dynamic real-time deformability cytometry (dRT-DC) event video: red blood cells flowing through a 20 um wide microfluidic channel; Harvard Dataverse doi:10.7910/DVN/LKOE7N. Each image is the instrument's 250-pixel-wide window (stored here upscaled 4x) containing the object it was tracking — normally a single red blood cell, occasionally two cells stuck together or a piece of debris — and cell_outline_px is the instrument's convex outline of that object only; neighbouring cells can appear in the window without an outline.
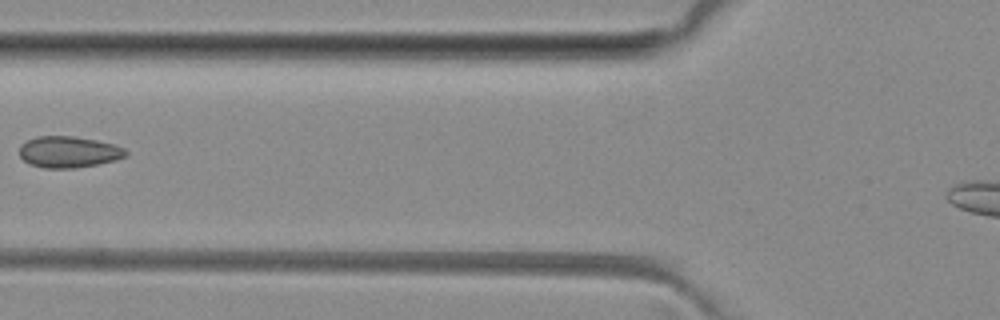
{"species": "common noctule bat (a hibernating species)", "species_latin": "Nyctalus noctula", "temperature_condition": "room temperature", "stored_images_in_passage": 5, "camera_frame_rate_fps": 3000, "um_per_image_px": 0.085, "animal": {"sex": "female", "body_mass_g": 29.2, "forearm_length_mm": 56.3}, "frame": {"image": 1, "passage_image": 3, "time_ms": 2.333, "image_size_px": [1000, 320], "cell_outline_px": [[128, 156], [116, 160], [76, 168], [44, 168], [28, 164], [20, 156], [20, 144], [36, 136], [72, 136], [96, 140], [112, 144], [124, 148], [128, 152]], "centroid_in_image_um": [5.83, 12.92], "position_along_channel_um": 120.0, "area_um2": 19.48}}
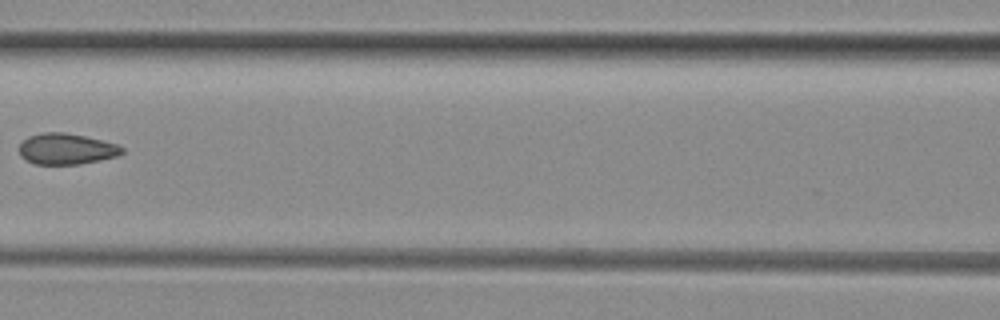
{"frame": {"image": 2, "passage_image": 4, "time_ms": 3.333, "image_size_px": [1000, 320], "cell_outline_px": [[124, 152], [116, 156], [80, 164], [36, 164], [24, 160], [20, 156], [20, 144], [28, 136], [40, 132], [64, 132], [84, 136], [116, 144], [124, 148]], "centroid_in_image_um": [5.6, 12.65], "position_along_channel_um": 161.0, "area_um2": 18.5}}
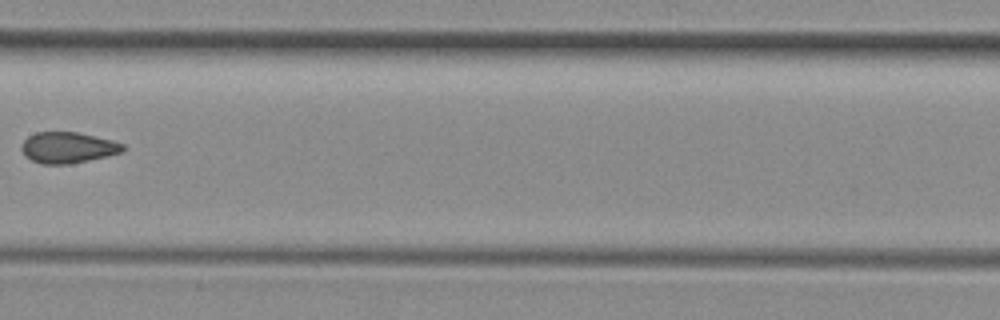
{"frame": {"image": 3, "passage_image": 5, "time_ms": 4.333, "image_size_px": [1000, 320], "cell_outline_px": [[124, 152], [88, 160], [68, 164], [40, 164], [24, 156], [20, 148], [24, 140], [28, 136], [36, 132], [76, 132], [112, 140], [124, 144]], "centroid_in_image_um": [5.74, 12.55], "position_along_channel_um": 201.7, "area_um2": 18.32}}